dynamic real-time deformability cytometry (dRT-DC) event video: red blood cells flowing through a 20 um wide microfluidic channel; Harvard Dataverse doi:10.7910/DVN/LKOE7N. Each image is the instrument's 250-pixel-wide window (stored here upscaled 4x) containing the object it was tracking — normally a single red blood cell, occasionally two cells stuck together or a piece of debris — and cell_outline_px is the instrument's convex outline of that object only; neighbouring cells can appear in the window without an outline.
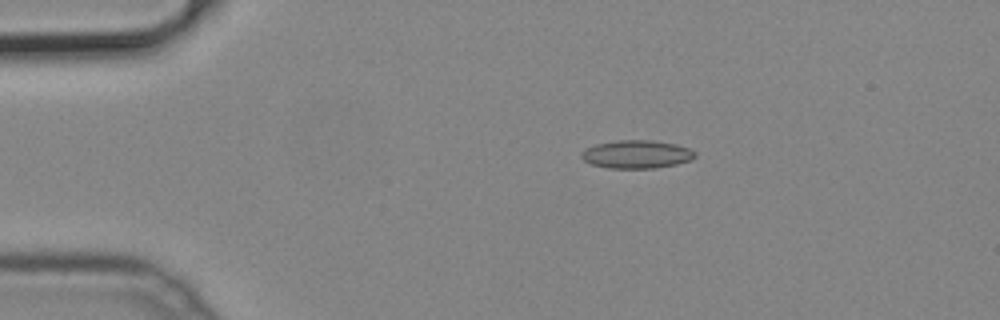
{"species": "common noctule bat (a hibernating species)", "species_latin": "Nyctalus noctula", "temperature_condition": "cold", "stored_images_in_passage": 17, "camera_frame_rate_fps": 3000, "um_per_image_px": 0.085, "animal": {"sex": "male", "body_mass_g": 19.2, "forearm_length_mm": 51.8}, "frame": {"image": 1, "passage_image": 10, "time_ms": 3.0, "image_size_px": [1000, 320], "cell_outline_px": [[696, 156], [692, 160], [676, 164], [656, 168], [608, 168], [592, 164], [584, 160], [580, 156], [580, 152], [584, 148], [596, 144], [616, 140], [652, 140], [676, 144], [688, 148], [696, 152]], "centroid_in_image_um": [54.1, 13.11], "position_along_channel_um": 30.9, "area_um2": 18.79}}
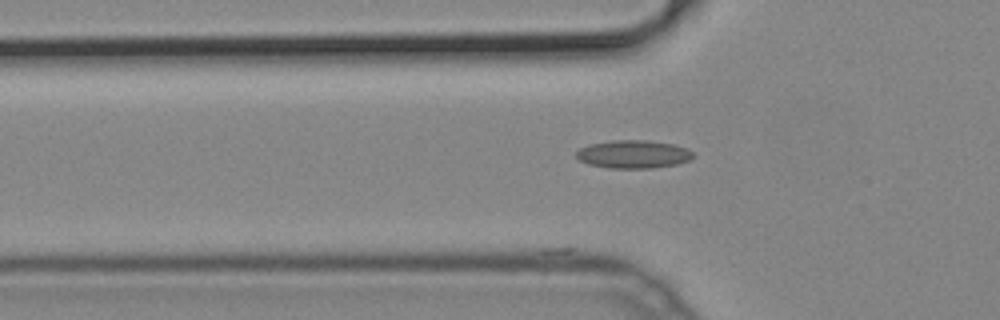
{"frame": {"image": 2, "passage_image": 17, "time_ms": 5.333, "image_size_px": [1000, 320], "cell_outline_px": [[696, 156], [688, 160], [676, 164], [652, 168], [608, 168], [588, 164], [580, 160], [576, 156], [576, 152], [580, 148], [588, 144], [612, 140], [648, 140], [672, 144], [688, 148]], "centroid_in_image_um": [53.83, 13.1], "position_along_channel_um": 72.0, "area_um2": 19.19}}